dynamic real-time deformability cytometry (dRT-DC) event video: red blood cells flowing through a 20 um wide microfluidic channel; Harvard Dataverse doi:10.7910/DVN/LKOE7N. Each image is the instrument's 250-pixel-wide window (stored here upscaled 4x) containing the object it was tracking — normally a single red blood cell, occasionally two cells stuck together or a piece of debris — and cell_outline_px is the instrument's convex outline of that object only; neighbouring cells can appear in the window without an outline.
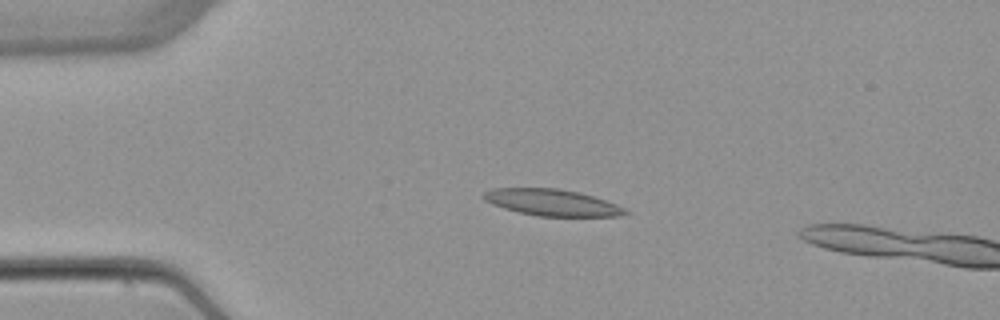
{"species": "common noctule bat (a hibernating species)", "species_latin": "Nyctalus noctula", "temperature_condition": "warm", "stored_images_in_passage": 3, "camera_frame_rate_fps": 3000, "um_per_image_px": 0.085, "animal": {"sex": "female", "body_mass_g": 22.7, "forearm_length_mm": 54.2}, "frame": {"image": 1, "passage_image": 2, "time_ms": 1.0, "image_size_px": [1000, 320], "cell_outline_px": [[632, 212], [620, 216], [536, 216], [504, 208], [492, 204], [484, 200], [484, 192], [492, 188], [556, 188], [580, 192], [616, 204]], "centroid_in_image_um": [46.94, 17.21], "position_along_channel_um": 38.1, "area_um2": 21.79}}